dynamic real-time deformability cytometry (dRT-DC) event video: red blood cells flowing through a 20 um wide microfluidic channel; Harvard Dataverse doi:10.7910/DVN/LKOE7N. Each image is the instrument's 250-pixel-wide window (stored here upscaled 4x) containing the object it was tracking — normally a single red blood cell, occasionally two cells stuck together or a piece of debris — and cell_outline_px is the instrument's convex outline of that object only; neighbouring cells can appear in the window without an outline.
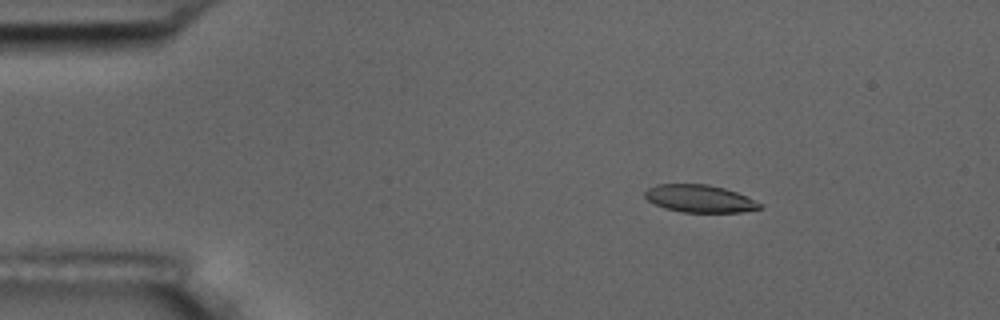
{"species": "common noctule bat (a hibernating species)", "species_latin": "Nyctalus noctula", "temperature_condition": "room temperature", "stored_images_in_passage": 5, "camera_frame_rate_fps": 3000, "um_per_image_px": 0.085, "animal": {"sex": "male", "body_mass_g": 17.5, "forearm_length_mm": 52.3}, "frame": {"image": 1, "passage_image": 3, "time_ms": 0.667, "image_size_px": [1000, 320], "cell_outline_px": [[760, 208], [740, 212], [680, 212], [664, 208], [648, 200], [644, 196], [644, 192], [648, 188], [656, 184], [708, 184], [724, 188], [736, 192], [760, 204]], "centroid_in_image_um": [59.39, 16.87], "position_along_channel_um": 25.6, "area_um2": 18.15}}